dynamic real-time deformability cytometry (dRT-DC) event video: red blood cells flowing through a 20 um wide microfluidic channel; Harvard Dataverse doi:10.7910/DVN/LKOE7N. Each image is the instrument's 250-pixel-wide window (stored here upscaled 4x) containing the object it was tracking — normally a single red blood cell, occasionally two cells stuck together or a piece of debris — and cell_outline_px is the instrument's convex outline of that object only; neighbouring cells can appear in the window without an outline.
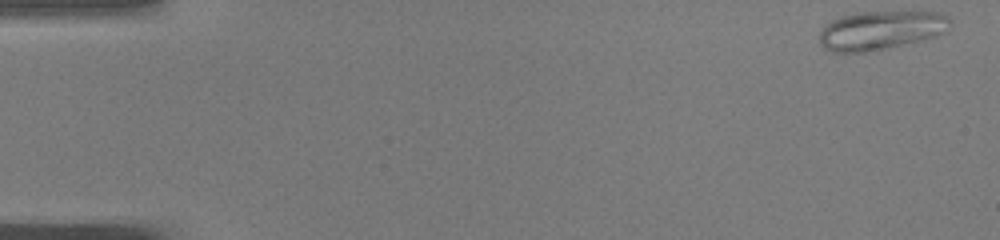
{"species": "common noctule bat (a hibernating species)", "species_latin": "Nyctalus noctula", "temperature_condition": "warm", "stored_images_in_passage": 49, "camera_frame_rate_fps": 3000, "um_per_image_px": 0.085, "animal": {"sex": "male", "body_mass_g": 19.0, "forearm_length_mm": 50.8}, "frame": {"image": 1, "passage_image": 1, "time_ms": 0.0, "image_size_px": [1000, 240], "cell_outline_px": [[952, 20], [948, 28], [936, 36], [876, 52], [832, 52], [824, 48], [820, 44], [820, 32], [832, 20], [840, 16], [864, 12], [940, 12], [948, 16]], "centroid_in_image_um": [74.88, 2.59], "position_along_channel_um": 10.1, "area_um2": 29.65}}
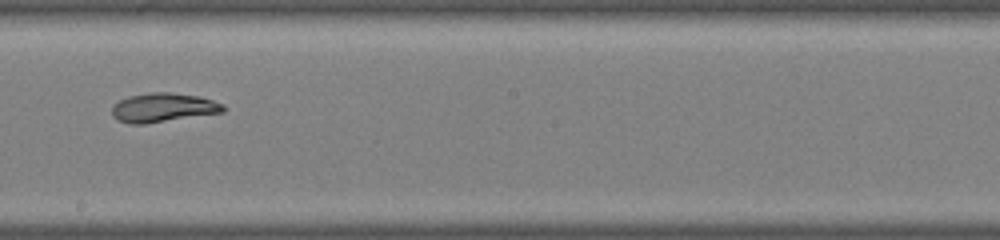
{"frame": {"image": 2, "passage_image": 28, "time_ms": 9.0, "image_size_px": [1000, 240], "cell_outline_px": [[224, 112], [144, 124], [128, 124], [116, 120], [112, 116], [112, 104], [128, 96], [152, 92], [172, 92], [200, 96], [224, 104]], "centroid_in_image_um": [13.83, 9.14], "position_along_channel_um": 234.4, "area_um2": 19.02}}
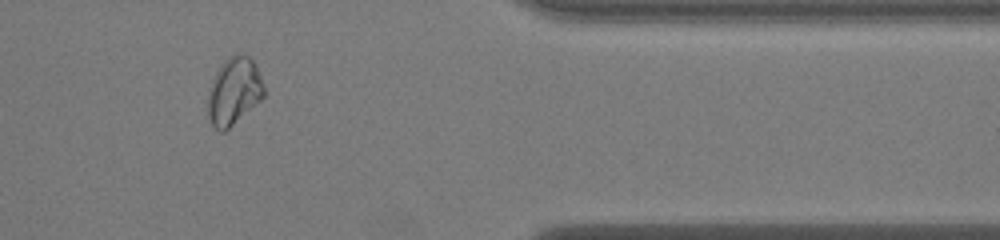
{"frame": {"image": 3, "passage_image": 41, "time_ms": 13.333, "image_size_px": [1000, 240], "cell_outline_px": [[264, 96], [260, 100], [224, 132], [220, 132], [212, 124], [208, 116], [208, 92], [212, 80], [220, 64], [228, 56], [236, 52], [244, 52], [256, 64], [264, 88]], "centroid_in_image_um": [19.87, 7.7], "position_along_channel_um": 391.5, "area_um2": 22.02}}